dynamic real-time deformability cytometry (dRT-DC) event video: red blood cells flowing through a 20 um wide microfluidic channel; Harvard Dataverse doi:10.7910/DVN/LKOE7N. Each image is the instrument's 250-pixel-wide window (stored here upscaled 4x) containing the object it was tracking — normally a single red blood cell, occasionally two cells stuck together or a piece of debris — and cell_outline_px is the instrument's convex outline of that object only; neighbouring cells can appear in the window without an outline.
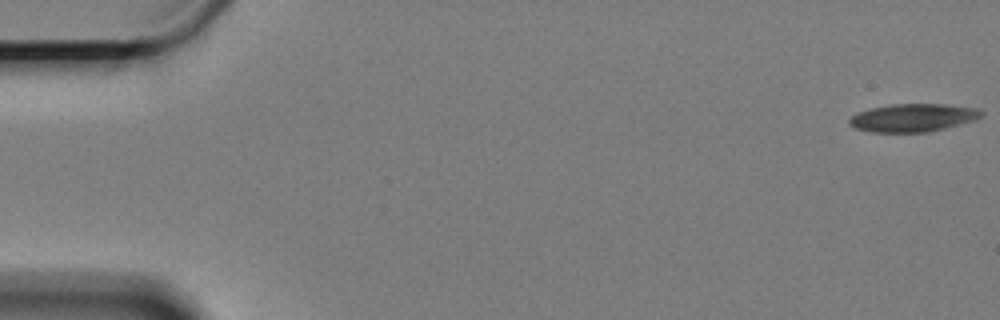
{"species": "Egyptian fruit bat (a non-hibernating species)", "species_latin": "Rousettus aegyptiacus", "temperature_condition": "cold", "stored_images_in_passage": 61, "camera_frame_rate_fps": 3000, "um_per_image_px": 0.085, "animal": {"sex": "female"}, "frame": {"image": 1, "passage_image": 1, "time_ms": 0.0, "image_size_px": [1000, 320], "cell_outline_px": [[984, 116], [976, 120], [928, 132], [872, 132], [856, 128], [848, 124], [848, 120], [856, 112], [872, 108], [892, 104], [944, 104], [976, 108], [984, 112]], "centroid_in_image_um": [77.62, 10.0], "position_along_channel_um": 7.4, "area_um2": 21.56}}
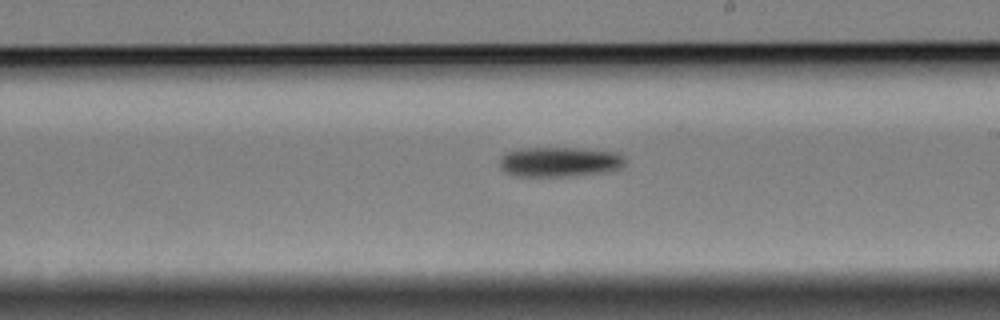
{"frame": {"image": 2, "passage_image": 35, "time_ms": 11.333, "image_size_px": [1000, 320], "cell_outline_px": [[628, 160], [624, 168], [612, 172], [564, 176], [516, 176], [504, 172], [500, 168], [500, 156], [504, 152], [520, 148], [576, 148], [620, 152]], "centroid_in_image_um": [47.63, 13.76], "position_along_channel_um": 241.4, "area_um2": 22.48}}
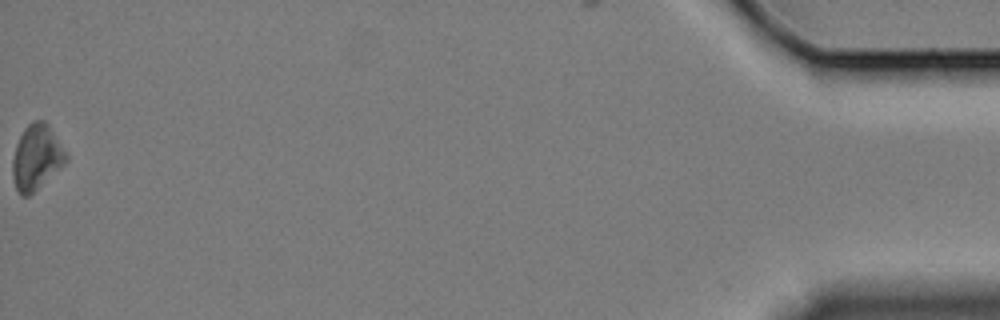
{"frame": {"image": 3, "passage_image": 61, "time_ms": 20.0, "image_size_px": [1000, 320], "cell_outline_px": [[68, 160], [64, 164], [28, 196], [20, 196], [16, 188], [12, 176], [12, 160], [16, 144], [24, 128], [32, 120], [44, 120], [48, 124], [68, 156]], "centroid_in_image_um": [3.08, 13.35], "position_along_channel_um": 432.1, "area_um2": 20.06}, "authors_computed_cell_mechanics": {"area_um2": 21.675, "velocity_mm_per_s": 3.2931, "shape_relaxation_time_tau1_ms": 1.729, "shape_relaxation_time_tau2_ms": null, "deformation_change_tau1": 0.092, "deformation_change_tau2": null}}